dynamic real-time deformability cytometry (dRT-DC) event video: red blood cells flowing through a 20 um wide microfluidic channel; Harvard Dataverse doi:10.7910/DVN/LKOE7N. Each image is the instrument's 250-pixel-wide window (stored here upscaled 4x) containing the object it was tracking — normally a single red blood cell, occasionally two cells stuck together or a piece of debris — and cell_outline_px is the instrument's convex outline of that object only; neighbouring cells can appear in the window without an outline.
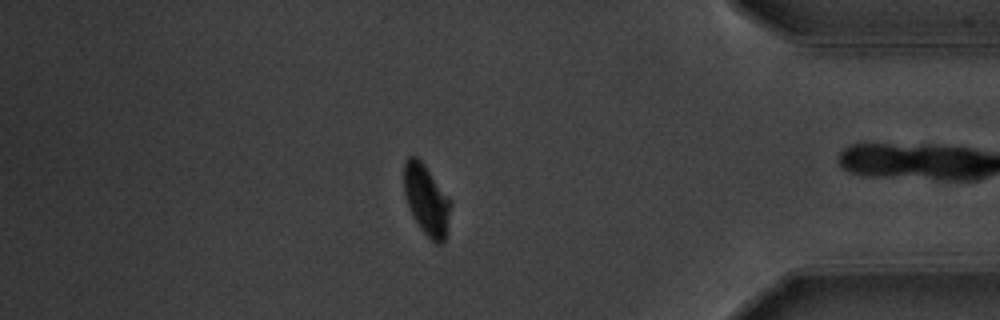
{"species": "common noctule bat (a hibernating species)", "species_latin": "Nyctalus noctula", "temperature_condition": "warm", "stored_images_in_passage": 57, "camera_frame_rate_fps": 3000, "um_per_image_px": 0.085, "animal": {"sex": "male", "body_mass_g": 20.1, "forearm_length_mm": 53.5}, "frame": {"image": 1, "passage_image": 49, "time_ms": 16.0, "image_size_px": [1000, 320], "cell_outline_px": [[452, 204], [448, 232], [444, 240], [440, 244], [436, 244], [420, 228], [408, 204], [404, 192], [404, 160], [408, 156], [416, 156], [424, 164]], "centroid_in_image_um": [36.26, 17.0], "position_along_channel_um": 398.9, "area_um2": 18.84}, "authors_computed_cell_mechanics": {"area_um2": 19.941, "velocity_mm_per_s": 3.6522, "shape_relaxation_time_tau1_ms": 1.7529, "shape_relaxation_time_tau2_ms": null, "deformation_change_tau1": 0.1286, "deformation_change_tau2": null}}